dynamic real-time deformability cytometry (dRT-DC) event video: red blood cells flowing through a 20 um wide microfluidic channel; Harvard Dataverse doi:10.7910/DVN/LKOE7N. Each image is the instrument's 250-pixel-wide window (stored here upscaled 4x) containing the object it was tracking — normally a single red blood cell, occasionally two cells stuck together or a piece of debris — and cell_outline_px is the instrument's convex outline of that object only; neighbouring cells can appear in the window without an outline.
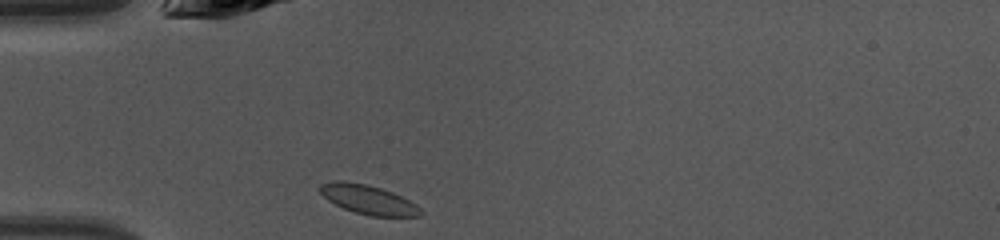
{"species": "common noctule bat (a hibernating species)", "species_latin": "Nyctalus noctula", "temperature_condition": "warm", "stored_images_in_passage": 34, "camera_frame_rate_fps": 3000, "um_per_image_px": 0.085, "animal": {"sex": "female", "body_mass_g": 10.0, "forearm_length_mm": 53.1}, "frame": {"image": 1, "passage_image": 1, "time_ms": 0.0, "image_size_px": [1000, 240], "cell_outline_px": [[424, 212], [420, 216], [372, 216], [356, 212], [344, 208], [328, 200], [320, 192], [320, 184], [336, 180], [344, 180], [368, 184], [392, 192], [416, 204]], "centroid_in_image_um": [31.31, 16.95], "position_along_channel_um": 53.7, "area_um2": 16.99}}
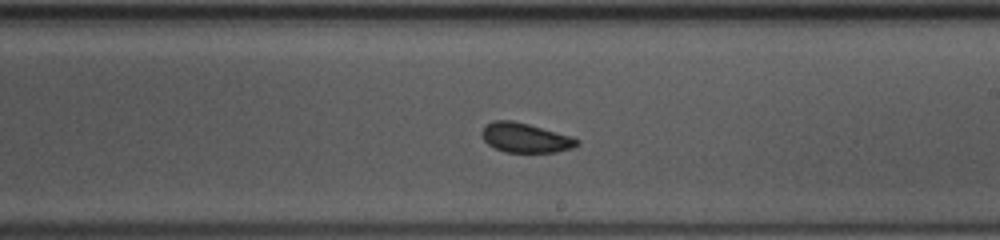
{"frame": {"image": 2, "passage_image": 15, "time_ms": 4.667, "image_size_px": [1000, 240], "cell_outline_px": [[580, 144], [572, 148], [556, 152], [504, 152], [488, 144], [484, 140], [480, 132], [492, 120], [512, 120], [528, 124], [572, 136], [580, 140]], "centroid_in_image_um": [44.67, 11.71], "position_along_channel_um": 244.3, "area_um2": 16.36}}
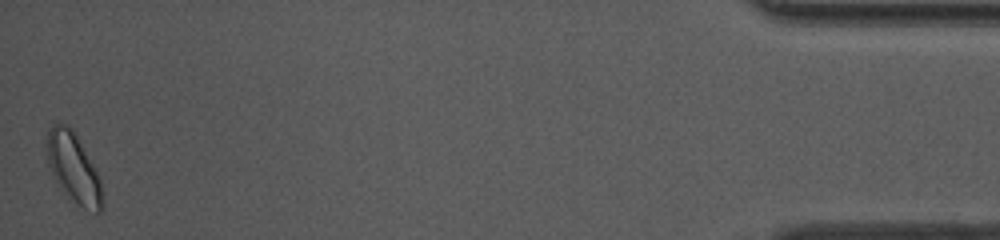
{"frame": {"image": 3, "passage_image": 34, "time_ms": 11.0, "image_size_px": [1000, 240], "cell_outline_px": [[104, 208], [100, 212], [96, 212], [84, 208], [68, 200], [52, 176], [48, 164], [48, 132], [52, 124], [68, 124], [72, 128], [96, 168], [100, 180], [104, 204]], "centroid_in_image_um": [6.27, 14.34], "position_along_channel_um": 428.9, "area_um2": 22.72}, "authors_computed_cell_mechanics": {"area_um2": 17.0221, "velocity_mm_per_s": 4.2574, "shape_relaxation_time_tau1_ms": 1.7192, "shape_relaxation_time_tau2_ms": 2.1741, "deformation_change_tau1": 0.0769, "deformation_change_tau2": 0.0612}}